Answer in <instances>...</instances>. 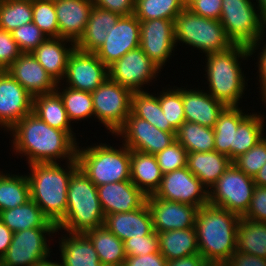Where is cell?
Wrapping results in <instances>:
<instances>
[{
  "instance_id": "cell-1",
  "label": "cell",
  "mask_w": 266,
  "mask_h": 266,
  "mask_svg": "<svg viewBox=\"0 0 266 266\" xmlns=\"http://www.w3.org/2000/svg\"><path fill=\"white\" fill-rule=\"evenodd\" d=\"M16 153L25 154L28 163H57L59 158L76 160L77 143L65 131L49 126L33 112L11 129Z\"/></svg>"
},
{
  "instance_id": "cell-2",
  "label": "cell",
  "mask_w": 266,
  "mask_h": 266,
  "mask_svg": "<svg viewBox=\"0 0 266 266\" xmlns=\"http://www.w3.org/2000/svg\"><path fill=\"white\" fill-rule=\"evenodd\" d=\"M241 216L210 204L198 208L195 230L199 254L207 262L226 263L237 250Z\"/></svg>"
},
{
  "instance_id": "cell-3",
  "label": "cell",
  "mask_w": 266,
  "mask_h": 266,
  "mask_svg": "<svg viewBox=\"0 0 266 266\" xmlns=\"http://www.w3.org/2000/svg\"><path fill=\"white\" fill-rule=\"evenodd\" d=\"M29 167L31 173L26 176L30 186V199L57 225L66 214L69 181L79 167L78 161H68V170L59 166V163H34Z\"/></svg>"
},
{
  "instance_id": "cell-4",
  "label": "cell",
  "mask_w": 266,
  "mask_h": 266,
  "mask_svg": "<svg viewBox=\"0 0 266 266\" xmlns=\"http://www.w3.org/2000/svg\"><path fill=\"white\" fill-rule=\"evenodd\" d=\"M105 214L97 193V186L78 167L72 174L67 190L65 217L56 225L71 234H85L104 223Z\"/></svg>"
},
{
  "instance_id": "cell-5",
  "label": "cell",
  "mask_w": 266,
  "mask_h": 266,
  "mask_svg": "<svg viewBox=\"0 0 266 266\" xmlns=\"http://www.w3.org/2000/svg\"><path fill=\"white\" fill-rule=\"evenodd\" d=\"M206 56L208 93L226 106H238V101L246 88L245 77L238 60L251 56L249 47L233 45L227 51Z\"/></svg>"
},
{
  "instance_id": "cell-6",
  "label": "cell",
  "mask_w": 266,
  "mask_h": 266,
  "mask_svg": "<svg viewBox=\"0 0 266 266\" xmlns=\"http://www.w3.org/2000/svg\"><path fill=\"white\" fill-rule=\"evenodd\" d=\"M131 150L126 146L120 149L107 144L86 147H77L79 167L96 185H105L130 180Z\"/></svg>"
},
{
  "instance_id": "cell-7",
  "label": "cell",
  "mask_w": 266,
  "mask_h": 266,
  "mask_svg": "<svg viewBox=\"0 0 266 266\" xmlns=\"http://www.w3.org/2000/svg\"><path fill=\"white\" fill-rule=\"evenodd\" d=\"M175 43L193 46L203 53H220L227 51L234 44L225 34L220 20L205 18L184 8L174 21Z\"/></svg>"
},
{
  "instance_id": "cell-8",
  "label": "cell",
  "mask_w": 266,
  "mask_h": 266,
  "mask_svg": "<svg viewBox=\"0 0 266 266\" xmlns=\"http://www.w3.org/2000/svg\"><path fill=\"white\" fill-rule=\"evenodd\" d=\"M254 5L251 0H222L220 16L228 39L234 45L249 47L251 55L259 48L266 28Z\"/></svg>"
},
{
  "instance_id": "cell-9",
  "label": "cell",
  "mask_w": 266,
  "mask_h": 266,
  "mask_svg": "<svg viewBox=\"0 0 266 266\" xmlns=\"http://www.w3.org/2000/svg\"><path fill=\"white\" fill-rule=\"evenodd\" d=\"M254 187L253 177L248 176L231 163L208 190L209 204L242 217L250 206Z\"/></svg>"
},
{
  "instance_id": "cell-10",
  "label": "cell",
  "mask_w": 266,
  "mask_h": 266,
  "mask_svg": "<svg viewBox=\"0 0 266 266\" xmlns=\"http://www.w3.org/2000/svg\"><path fill=\"white\" fill-rule=\"evenodd\" d=\"M91 96L95 117L115 135L131 113L132 91L108 77Z\"/></svg>"
},
{
  "instance_id": "cell-11",
  "label": "cell",
  "mask_w": 266,
  "mask_h": 266,
  "mask_svg": "<svg viewBox=\"0 0 266 266\" xmlns=\"http://www.w3.org/2000/svg\"><path fill=\"white\" fill-rule=\"evenodd\" d=\"M57 231V228H30L13 233L0 266H37L47 260L50 248L46 242V233L50 235Z\"/></svg>"
},
{
  "instance_id": "cell-12",
  "label": "cell",
  "mask_w": 266,
  "mask_h": 266,
  "mask_svg": "<svg viewBox=\"0 0 266 266\" xmlns=\"http://www.w3.org/2000/svg\"><path fill=\"white\" fill-rule=\"evenodd\" d=\"M154 196L198 208L209 204L208 190L187 166L164 173Z\"/></svg>"
},
{
  "instance_id": "cell-13",
  "label": "cell",
  "mask_w": 266,
  "mask_h": 266,
  "mask_svg": "<svg viewBox=\"0 0 266 266\" xmlns=\"http://www.w3.org/2000/svg\"><path fill=\"white\" fill-rule=\"evenodd\" d=\"M176 133L162 131L131 112L115 135L125 138L123 145L130 150L156 155L176 140Z\"/></svg>"
},
{
  "instance_id": "cell-14",
  "label": "cell",
  "mask_w": 266,
  "mask_h": 266,
  "mask_svg": "<svg viewBox=\"0 0 266 266\" xmlns=\"http://www.w3.org/2000/svg\"><path fill=\"white\" fill-rule=\"evenodd\" d=\"M160 71L161 69L138 47L110 65L108 77L132 92H137L142 91L140 87L151 82Z\"/></svg>"
},
{
  "instance_id": "cell-15",
  "label": "cell",
  "mask_w": 266,
  "mask_h": 266,
  "mask_svg": "<svg viewBox=\"0 0 266 266\" xmlns=\"http://www.w3.org/2000/svg\"><path fill=\"white\" fill-rule=\"evenodd\" d=\"M64 78L70 88L92 93L108 78V67L95 53L75 48L69 56Z\"/></svg>"
},
{
  "instance_id": "cell-16",
  "label": "cell",
  "mask_w": 266,
  "mask_h": 266,
  "mask_svg": "<svg viewBox=\"0 0 266 266\" xmlns=\"http://www.w3.org/2000/svg\"><path fill=\"white\" fill-rule=\"evenodd\" d=\"M107 32L106 40L94 52L107 67L140 47V20L135 15L122 16Z\"/></svg>"
},
{
  "instance_id": "cell-17",
  "label": "cell",
  "mask_w": 266,
  "mask_h": 266,
  "mask_svg": "<svg viewBox=\"0 0 266 266\" xmlns=\"http://www.w3.org/2000/svg\"><path fill=\"white\" fill-rule=\"evenodd\" d=\"M174 21L140 20V48L160 69L176 46Z\"/></svg>"
},
{
  "instance_id": "cell-18",
  "label": "cell",
  "mask_w": 266,
  "mask_h": 266,
  "mask_svg": "<svg viewBox=\"0 0 266 266\" xmlns=\"http://www.w3.org/2000/svg\"><path fill=\"white\" fill-rule=\"evenodd\" d=\"M33 96L7 70L0 73V125L8 131L32 112Z\"/></svg>"
},
{
  "instance_id": "cell-19",
  "label": "cell",
  "mask_w": 266,
  "mask_h": 266,
  "mask_svg": "<svg viewBox=\"0 0 266 266\" xmlns=\"http://www.w3.org/2000/svg\"><path fill=\"white\" fill-rule=\"evenodd\" d=\"M155 232L183 230L195 227L198 207L166 201L154 195L146 197Z\"/></svg>"
},
{
  "instance_id": "cell-20",
  "label": "cell",
  "mask_w": 266,
  "mask_h": 266,
  "mask_svg": "<svg viewBox=\"0 0 266 266\" xmlns=\"http://www.w3.org/2000/svg\"><path fill=\"white\" fill-rule=\"evenodd\" d=\"M10 75L33 97L56 91L58 83L31 53H22L7 69Z\"/></svg>"
},
{
  "instance_id": "cell-21",
  "label": "cell",
  "mask_w": 266,
  "mask_h": 266,
  "mask_svg": "<svg viewBox=\"0 0 266 266\" xmlns=\"http://www.w3.org/2000/svg\"><path fill=\"white\" fill-rule=\"evenodd\" d=\"M103 213L106 215L131 212L146 202V195L131 180L97 186Z\"/></svg>"
},
{
  "instance_id": "cell-22",
  "label": "cell",
  "mask_w": 266,
  "mask_h": 266,
  "mask_svg": "<svg viewBox=\"0 0 266 266\" xmlns=\"http://www.w3.org/2000/svg\"><path fill=\"white\" fill-rule=\"evenodd\" d=\"M54 6L59 37L76 43L85 31L94 4L91 0H59Z\"/></svg>"
},
{
  "instance_id": "cell-23",
  "label": "cell",
  "mask_w": 266,
  "mask_h": 266,
  "mask_svg": "<svg viewBox=\"0 0 266 266\" xmlns=\"http://www.w3.org/2000/svg\"><path fill=\"white\" fill-rule=\"evenodd\" d=\"M103 225L123 242L133 237L150 235L154 231L152 216L146 202L131 212L106 215Z\"/></svg>"
},
{
  "instance_id": "cell-24",
  "label": "cell",
  "mask_w": 266,
  "mask_h": 266,
  "mask_svg": "<svg viewBox=\"0 0 266 266\" xmlns=\"http://www.w3.org/2000/svg\"><path fill=\"white\" fill-rule=\"evenodd\" d=\"M182 100L185 121L211 128H214L218 116L226 107L224 103L199 89H182Z\"/></svg>"
},
{
  "instance_id": "cell-25",
  "label": "cell",
  "mask_w": 266,
  "mask_h": 266,
  "mask_svg": "<svg viewBox=\"0 0 266 266\" xmlns=\"http://www.w3.org/2000/svg\"><path fill=\"white\" fill-rule=\"evenodd\" d=\"M68 41L73 44H70L72 47L66 48L65 42ZM75 48V42L69 39L47 37L31 54L59 84L60 80L64 79L69 56Z\"/></svg>"
},
{
  "instance_id": "cell-26",
  "label": "cell",
  "mask_w": 266,
  "mask_h": 266,
  "mask_svg": "<svg viewBox=\"0 0 266 266\" xmlns=\"http://www.w3.org/2000/svg\"><path fill=\"white\" fill-rule=\"evenodd\" d=\"M163 173L155 155L131 150L130 180L146 196L159 189Z\"/></svg>"
},
{
  "instance_id": "cell-27",
  "label": "cell",
  "mask_w": 266,
  "mask_h": 266,
  "mask_svg": "<svg viewBox=\"0 0 266 266\" xmlns=\"http://www.w3.org/2000/svg\"><path fill=\"white\" fill-rule=\"evenodd\" d=\"M121 17L117 13L93 6L85 31L75 43L76 48L80 51L94 53L106 40L107 29L110 30L116 25Z\"/></svg>"
},
{
  "instance_id": "cell-28",
  "label": "cell",
  "mask_w": 266,
  "mask_h": 266,
  "mask_svg": "<svg viewBox=\"0 0 266 266\" xmlns=\"http://www.w3.org/2000/svg\"><path fill=\"white\" fill-rule=\"evenodd\" d=\"M232 161L217 151L187 153V168L209 189Z\"/></svg>"
},
{
  "instance_id": "cell-29",
  "label": "cell",
  "mask_w": 266,
  "mask_h": 266,
  "mask_svg": "<svg viewBox=\"0 0 266 266\" xmlns=\"http://www.w3.org/2000/svg\"><path fill=\"white\" fill-rule=\"evenodd\" d=\"M0 220L13 233L30 228H57L32 199L23 205L1 211Z\"/></svg>"
},
{
  "instance_id": "cell-30",
  "label": "cell",
  "mask_w": 266,
  "mask_h": 266,
  "mask_svg": "<svg viewBox=\"0 0 266 266\" xmlns=\"http://www.w3.org/2000/svg\"><path fill=\"white\" fill-rule=\"evenodd\" d=\"M159 251L167 261L199 254L195 227L158 232Z\"/></svg>"
},
{
  "instance_id": "cell-31",
  "label": "cell",
  "mask_w": 266,
  "mask_h": 266,
  "mask_svg": "<svg viewBox=\"0 0 266 266\" xmlns=\"http://www.w3.org/2000/svg\"><path fill=\"white\" fill-rule=\"evenodd\" d=\"M62 266H102L90 239L85 234L61 238Z\"/></svg>"
},
{
  "instance_id": "cell-32",
  "label": "cell",
  "mask_w": 266,
  "mask_h": 266,
  "mask_svg": "<svg viewBox=\"0 0 266 266\" xmlns=\"http://www.w3.org/2000/svg\"><path fill=\"white\" fill-rule=\"evenodd\" d=\"M32 112L49 126L67 132L76 141L71 130V121L68 118L63 101L56 91L34 96Z\"/></svg>"
},
{
  "instance_id": "cell-33",
  "label": "cell",
  "mask_w": 266,
  "mask_h": 266,
  "mask_svg": "<svg viewBox=\"0 0 266 266\" xmlns=\"http://www.w3.org/2000/svg\"><path fill=\"white\" fill-rule=\"evenodd\" d=\"M85 235L92 242L103 266H123L126 259L124 242L104 225L86 232Z\"/></svg>"
},
{
  "instance_id": "cell-34",
  "label": "cell",
  "mask_w": 266,
  "mask_h": 266,
  "mask_svg": "<svg viewBox=\"0 0 266 266\" xmlns=\"http://www.w3.org/2000/svg\"><path fill=\"white\" fill-rule=\"evenodd\" d=\"M238 106H226L218 116L214 130V151L224 154L232 161L234 129L247 116Z\"/></svg>"
},
{
  "instance_id": "cell-35",
  "label": "cell",
  "mask_w": 266,
  "mask_h": 266,
  "mask_svg": "<svg viewBox=\"0 0 266 266\" xmlns=\"http://www.w3.org/2000/svg\"><path fill=\"white\" fill-rule=\"evenodd\" d=\"M236 236L238 251L266 258V223L241 217Z\"/></svg>"
},
{
  "instance_id": "cell-36",
  "label": "cell",
  "mask_w": 266,
  "mask_h": 266,
  "mask_svg": "<svg viewBox=\"0 0 266 266\" xmlns=\"http://www.w3.org/2000/svg\"><path fill=\"white\" fill-rule=\"evenodd\" d=\"M131 112L162 131L177 132L170 124H166V117L163 114L159 96L150 95L143 90L132 92Z\"/></svg>"
},
{
  "instance_id": "cell-37",
  "label": "cell",
  "mask_w": 266,
  "mask_h": 266,
  "mask_svg": "<svg viewBox=\"0 0 266 266\" xmlns=\"http://www.w3.org/2000/svg\"><path fill=\"white\" fill-rule=\"evenodd\" d=\"M176 140L192 152L214 151V130L198 123L184 121L176 133Z\"/></svg>"
},
{
  "instance_id": "cell-38",
  "label": "cell",
  "mask_w": 266,
  "mask_h": 266,
  "mask_svg": "<svg viewBox=\"0 0 266 266\" xmlns=\"http://www.w3.org/2000/svg\"><path fill=\"white\" fill-rule=\"evenodd\" d=\"M263 116L248 114L234 129V146H232V161L248 152L262 139L264 132Z\"/></svg>"
},
{
  "instance_id": "cell-39",
  "label": "cell",
  "mask_w": 266,
  "mask_h": 266,
  "mask_svg": "<svg viewBox=\"0 0 266 266\" xmlns=\"http://www.w3.org/2000/svg\"><path fill=\"white\" fill-rule=\"evenodd\" d=\"M30 200L27 176L0 172V212L23 205Z\"/></svg>"
},
{
  "instance_id": "cell-40",
  "label": "cell",
  "mask_w": 266,
  "mask_h": 266,
  "mask_svg": "<svg viewBox=\"0 0 266 266\" xmlns=\"http://www.w3.org/2000/svg\"><path fill=\"white\" fill-rule=\"evenodd\" d=\"M185 7L184 0H135L134 15L139 20H175Z\"/></svg>"
},
{
  "instance_id": "cell-41",
  "label": "cell",
  "mask_w": 266,
  "mask_h": 266,
  "mask_svg": "<svg viewBox=\"0 0 266 266\" xmlns=\"http://www.w3.org/2000/svg\"><path fill=\"white\" fill-rule=\"evenodd\" d=\"M32 22V0H0V29L12 32Z\"/></svg>"
},
{
  "instance_id": "cell-42",
  "label": "cell",
  "mask_w": 266,
  "mask_h": 266,
  "mask_svg": "<svg viewBox=\"0 0 266 266\" xmlns=\"http://www.w3.org/2000/svg\"><path fill=\"white\" fill-rule=\"evenodd\" d=\"M56 92L60 95L64 108L70 121L81 120L94 116L92 96L90 92L75 90L68 86L62 92Z\"/></svg>"
},
{
  "instance_id": "cell-43",
  "label": "cell",
  "mask_w": 266,
  "mask_h": 266,
  "mask_svg": "<svg viewBox=\"0 0 266 266\" xmlns=\"http://www.w3.org/2000/svg\"><path fill=\"white\" fill-rule=\"evenodd\" d=\"M32 22L48 38H59V25L54 2L32 0Z\"/></svg>"
},
{
  "instance_id": "cell-44",
  "label": "cell",
  "mask_w": 266,
  "mask_h": 266,
  "mask_svg": "<svg viewBox=\"0 0 266 266\" xmlns=\"http://www.w3.org/2000/svg\"><path fill=\"white\" fill-rule=\"evenodd\" d=\"M159 102L166 117V124H170L176 131L185 121L182 89H171L159 94Z\"/></svg>"
},
{
  "instance_id": "cell-45",
  "label": "cell",
  "mask_w": 266,
  "mask_h": 266,
  "mask_svg": "<svg viewBox=\"0 0 266 266\" xmlns=\"http://www.w3.org/2000/svg\"><path fill=\"white\" fill-rule=\"evenodd\" d=\"M266 162V137H263L248 152L235 158L232 163L248 176L253 177Z\"/></svg>"
},
{
  "instance_id": "cell-46",
  "label": "cell",
  "mask_w": 266,
  "mask_h": 266,
  "mask_svg": "<svg viewBox=\"0 0 266 266\" xmlns=\"http://www.w3.org/2000/svg\"><path fill=\"white\" fill-rule=\"evenodd\" d=\"M187 150L175 140L155 155L161 172L167 173L187 166Z\"/></svg>"
},
{
  "instance_id": "cell-47",
  "label": "cell",
  "mask_w": 266,
  "mask_h": 266,
  "mask_svg": "<svg viewBox=\"0 0 266 266\" xmlns=\"http://www.w3.org/2000/svg\"><path fill=\"white\" fill-rule=\"evenodd\" d=\"M11 35L22 53H31L47 38L33 22L13 30Z\"/></svg>"
},
{
  "instance_id": "cell-48",
  "label": "cell",
  "mask_w": 266,
  "mask_h": 266,
  "mask_svg": "<svg viewBox=\"0 0 266 266\" xmlns=\"http://www.w3.org/2000/svg\"><path fill=\"white\" fill-rule=\"evenodd\" d=\"M124 251L126 256H139L160 252L158 233L153 231L150 235L125 240Z\"/></svg>"
},
{
  "instance_id": "cell-49",
  "label": "cell",
  "mask_w": 266,
  "mask_h": 266,
  "mask_svg": "<svg viewBox=\"0 0 266 266\" xmlns=\"http://www.w3.org/2000/svg\"><path fill=\"white\" fill-rule=\"evenodd\" d=\"M21 54L11 32L0 29V69L7 70Z\"/></svg>"
},
{
  "instance_id": "cell-50",
  "label": "cell",
  "mask_w": 266,
  "mask_h": 266,
  "mask_svg": "<svg viewBox=\"0 0 266 266\" xmlns=\"http://www.w3.org/2000/svg\"><path fill=\"white\" fill-rule=\"evenodd\" d=\"M242 218L266 223V187L255 185L250 206Z\"/></svg>"
},
{
  "instance_id": "cell-51",
  "label": "cell",
  "mask_w": 266,
  "mask_h": 266,
  "mask_svg": "<svg viewBox=\"0 0 266 266\" xmlns=\"http://www.w3.org/2000/svg\"><path fill=\"white\" fill-rule=\"evenodd\" d=\"M186 8L202 17L220 20L222 0H193Z\"/></svg>"
},
{
  "instance_id": "cell-52",
  "label": "cell",
  "mask_w": 266,
  "mask_h": 266,
  "mask_svg": "<svg viewBox=\"0 0 266 266\" xmlns=\"http://www.w3.org/2000/svg\"><path fill=\"white\" fill-rule=\"evenodd\" d=\"M94 6L121 16L134 15L135 0H91Z\"/></svg>"
},
{
  "instance_id": "cell-53",
  "label": "cell",
  "mask_w": 266,
  "mask_h": 266,
  "mask_svg": "<svg viewBox=\"0 0 266 266\" xmlns=\"http://www.w3.org/2000/svg\"><path fill=\"white\" fill-rule=\"evenodd\" d=\"M168 261L160 253L126 256L123 266H167Z\"/></svg>"
},
{
  "instance_id": "cell-54",
  "label": "cell",
  "mask_w": 266,
  "mask_h": 266,
  "mask_svg": "<svg viewBox=\"0 0 266 266\" xmlns=\"http://www.w3.org/2000/svg\"><path fill=\"white\" fill-rule=\"evenodd\" d=\"M226 264L227 266H266V258L236 250Z\"/></svg>"
},
{
  "instance_id": "cell-55",
  "label": "cell",
  "mask_w": 266,
  "mask_h": 266,
  "mask_svg": "<svg viewBox=\"0 0 266 266\" xmlns=\"http://www.w3.org/2000/svg\"><path fill=\"white\" fill-rule=\"evenodd\" d=\"M207 261L200 255L195 254L189 257L168 261L167 266H204Z\"/></svg>"
},
{
  "instance_id": "cell-56",
  "label": "cell",
  "mask_w": 266,
  "mask_h": 266,
  "mask_svg": "<svg viewBox=\"0 0 266 266\" xmlns=\"http://www.w3.org/2000/svg\"><path fill=\"white\" fill-rule=\"evenodd\" d=\"M13 232L0 220V260L6 254L11 241Z\"/></svg>"
},
{
  "instance_id": "cell-57",
  "label": "cell",
  "mask_w": 266,
  "mask_h": 266,
  "mask_svg": "<svg viewBox=\"0 0 266 266\" xmlns=\"http://www.w3.org/2000/svg\"><path fill=\"white\" fill-rule=\"evenodd\" d=\"M264 46L258 60L261 93L266 89V44Z\"/></svg>"
},
{
  "instance_id": "cell-58",
  "label": "cell",
  "mask_w": 266,
  "mask_h": 266,
  "mask_svg": "<svg viewBox=\"0 0 266 266\" xmlns=\"http://www.w3.org/2000/svg\"><path fill=\"white\" fill-rule=\"evenodd\" d=\"M253 179L255 185L266 187V162Z\"/></svg>"
},
{
  "instance_id": "cell-59",
  "label": "cell",
  "mask_w": 266,
  "mask_h": 266,
  "mask_svg": "<svg viewBox=\"0 0 266 266\" xmlns=\"http://www.w3.org/2000/svg\"><path fill=\"white\" fill-rule=\"evenodd\" d=\"M258 1V9L263 20V23L266 25V0H256Z\"/></svg>"
},
{
  "instance_id": "cell-60",
  "label": "cell",
  "mask_w": 266,
  "mask_h": 266,
  "mask_svg": "<svg viewBox=\"0 0 266 266\" xmlns=\"http://www.w3.org/2000/svg\"><path fill=\"white\" fill-rule=\"evenodd\" d=\"M37 266H62L60 263L51 262L48 259L40 262Z\"/></svg>"
},
{
  "instance_id": "cell-61",
  "label": "cell",
  "mask_w": 266,
  "mask_h": 266,
  "mask_svg": "<svg viewBox=\"0 0 266 266\" xmlns=\"http://www.w3.org/2000/svg\"><path fill=\"white\" fill-rule=\"evenodd\" d=\"M204 266H227V264L223 262H207Z\"/></svg>"
},
{
  "instance_id": "cell-62",
  "label": "cell",
  "mask_w": 266,
  "mask_h": 266,
  "mask_svg": "<svg viewBox=\"0 0 266 266\" xmlns=\"http://www.w3.org/2000/svg\"><path fill=\"white\" fill-rule=\"evenodd\" d=\"M262 94V101L266 103V89L261 93Z\"/></svg>"
},
{
  "instance_id": "cell-63",
  "label": "cell",
  "mask_w": 266,
  "mask_h": 266,
  "mask_svg": "<svg viewBox=\"0 0 266 266\" xmlns=\"http://www.w3.org/2000/svg\"><path fill=\"white\" fill-rule=\"evenodd\" d=\"M193 0H184L185 6L187 7Z\"/></svg>"
},
{
  "instance_id": "cell-64",
  "label": "cell",
  "mask_w": 266,
  "mask_h": 266,
  "mask_svg": "<svg viewBox=\"0 0 266 266\" xmlns=\"http://www.w3.org/2000/svg\"><path fill=\"white\" fill-rule=\"evenodd\" d=\"M42 1H51V2H56V1H59V0H42Z\"/></svg>"
}]
</instances>
